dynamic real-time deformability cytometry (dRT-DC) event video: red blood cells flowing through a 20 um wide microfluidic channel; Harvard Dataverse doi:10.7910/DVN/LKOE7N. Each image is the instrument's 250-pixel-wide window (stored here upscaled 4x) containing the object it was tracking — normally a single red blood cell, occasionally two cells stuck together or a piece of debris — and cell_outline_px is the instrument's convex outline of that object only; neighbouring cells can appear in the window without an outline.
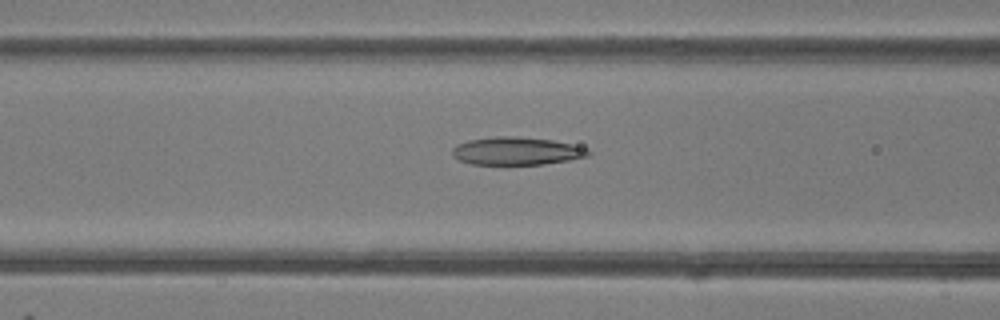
{"species": "common noctule bat (a hibernating species)", "species_latin": "Nyctalus noctula", "temperature_condition": "room temperature", "stored_images_in_passage": 49, "camera_frame_rate_fps": 3000, "um_per_image_px": 0.085, "animal": {"sex": "female"}, "frame": {"image": 1, "passage_image": 20, "time_ms": 6.333, "image_size_px": [1000, 320], "cell_outline_px": [[592, 152], [588, 156], [568, 160], [544, 164], [472, 164], [460, 160], [452, 156], [452, 148], [456, 144], [468, 140], [496, 136], [516, 136], [552, 140], [572, 144], [588, 148]], "centroid_in_image_um": [43.91, 12.83], "position_along_channel_um": 122.7, "area_um2": 22.14}}
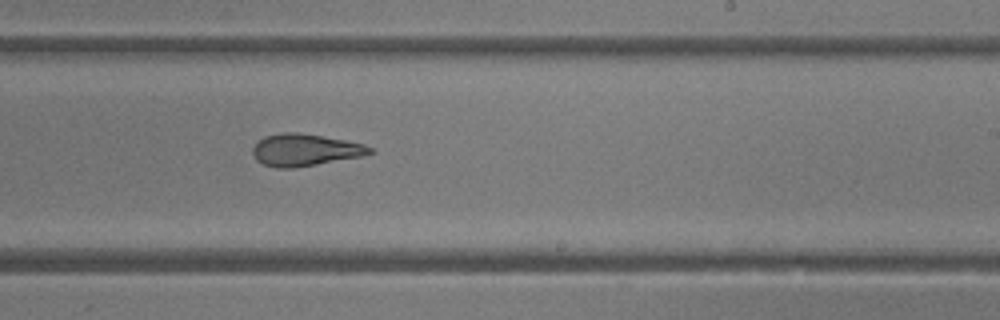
{"frame": {"image": 2, "passage_image": 30, "time_ms": 9.667, "image_size_px": [1000, 320], "cell_outline_px": [[376, 152], [364, 156], [292, 168], [276, 168], [264, 164], [256, 160], [252, 152], [252, 148], [264, 136], [284, 132], [296, 132], [344, 140], [364, 144], [372, 148]], "centroid_in_image_um": [25.94, 12.75], "position_along_channel_um": 263.1, "area_um2": 21.73}}
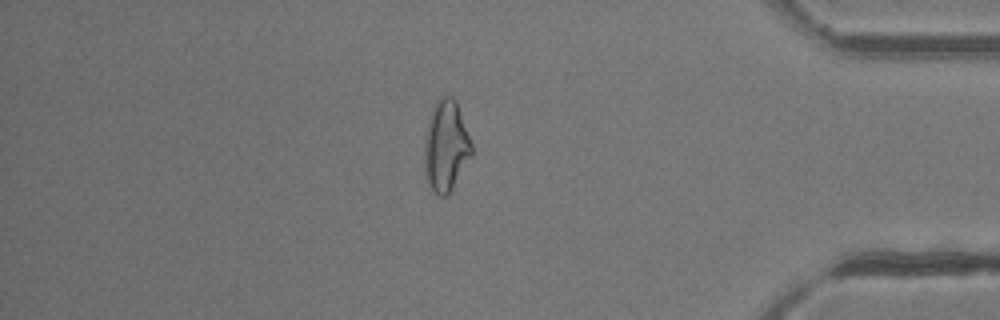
{"frame": {"image": 3, "passage_image": 42, "time_ms": 13.667, "image_size_px": [1000, 320], "cell_outline_px": [[472, 156], [448, 192], [444, 196], [440, 196], [428, 184], [424, 168], [424, 148], [428, 120], [432, 108], [436, 100], [440, 96], [452, 96], [456, 100], [472, 144]], "centroid_in_image_um": [37.89, 12.35], "position_along_channel_um": 397.3, "area_um2": 24.74}, "authors_computed_cell_mechanics": {"area_um2": 24.2182, "velocity_mm_per_s": 4.2138, "shape_relaxation_time_tau1_ms": null, "shape_relaxation_time_tau2_ms": 2.5694, "deformation_change_tau1": null, "deformation_change_tau2": 0.1098}}